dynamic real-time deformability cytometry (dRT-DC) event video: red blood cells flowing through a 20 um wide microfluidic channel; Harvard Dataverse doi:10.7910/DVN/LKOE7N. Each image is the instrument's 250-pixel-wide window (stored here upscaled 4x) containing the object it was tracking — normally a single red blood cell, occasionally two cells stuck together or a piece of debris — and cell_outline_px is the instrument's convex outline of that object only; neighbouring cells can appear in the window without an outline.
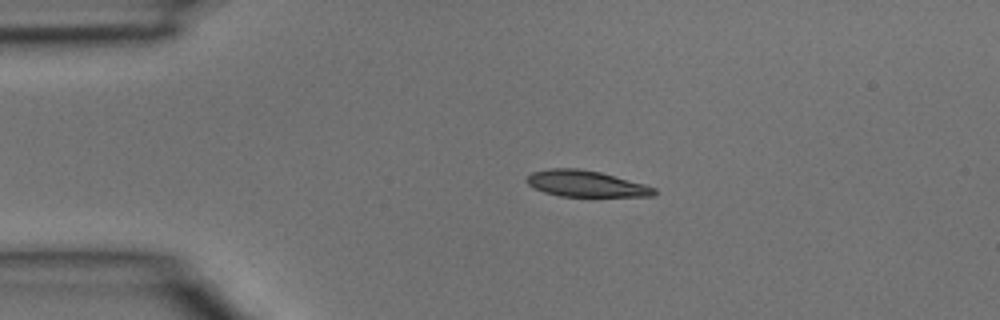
{"species": "common noctule bat (a hibernating species)", "species_latin": "Nyctalus noctula", "temperature_condition": "room temperature", "stored_images_in_passage": 3, "camera_frame_rate_fps": 3000, "um_per_image_px": 0.085, "animal": {"sex": "male", "body_mass_g": 15.6}, "frame": {"image": 1, "passage_image": 1, "time_ms": 0.0, "image_size_px": [1000, 320], "cell_outline_px": [[656, 192], [652, 196], [560, 196], [544, 192], [528, 184], [528, 176], [532, 172], [548, 168], [576, 168], [600, 172], [644, 184], [656, 188]], "centroid_in_image_um": [49.8, 15.61], "position_along_channel_um": 35.2, "area_um2": 19.19}}